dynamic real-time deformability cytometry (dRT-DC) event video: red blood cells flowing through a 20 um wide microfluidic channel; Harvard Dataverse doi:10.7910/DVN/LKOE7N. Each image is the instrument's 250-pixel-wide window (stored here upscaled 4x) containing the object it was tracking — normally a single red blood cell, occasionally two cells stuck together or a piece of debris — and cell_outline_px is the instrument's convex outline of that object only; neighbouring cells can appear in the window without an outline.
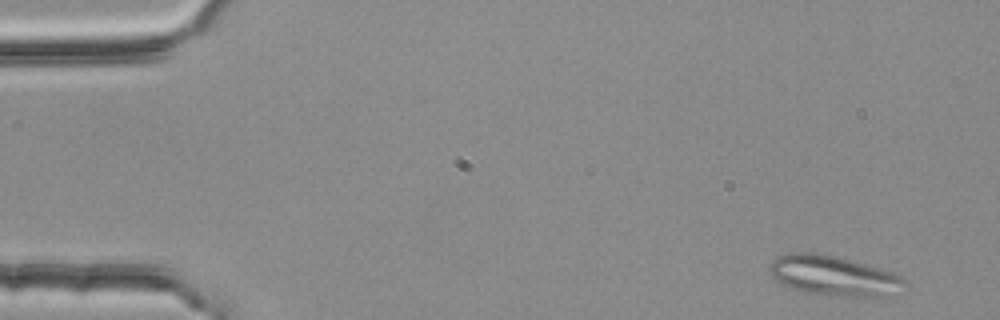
{"species": "common noctule bat (a hibernating species)", "species_latin": "Nyctalus noctula", "temperature_condition": "room temperature", "stored_images_in_passage": 4, "camera_frame_rate_fps": 3000, "um_per_image_px": 0.085, "animal": {"sex": "female", "body_mass_g": 25.1}, "frame": {"image": 1, "passage_image": 1, "time_ms": 0.0, "image_size_px": [1000, 320], "cell_outline_px": [[908, 288], [888, 296], [844, 296], [804, 292], [792, 288], [776, 280], [768, 272], [768, 268], [772, 260], [776, 256], [792, 252], [808, 252], [836, 256], [892, 272], [908, 280]], "centroid_in_image_um": [70.88, 23.44], "position_along_channel_um": 14.1, "area_um2": 31.5}}
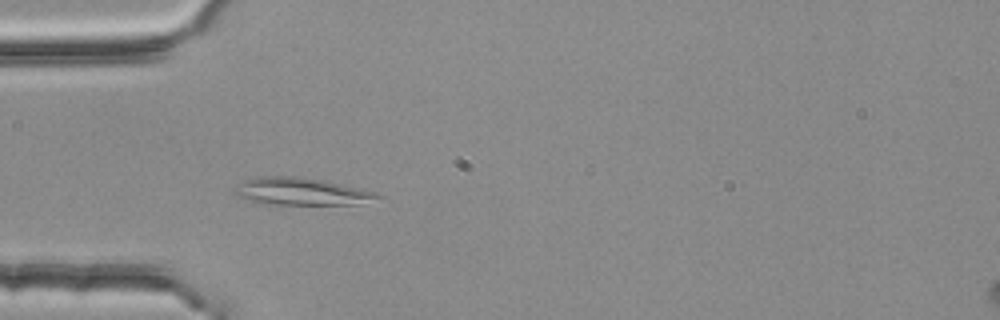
{"frame": {"image": 2, "passage_image": 4, "time_ms": 1.0, "image_size_px": [1000, 320], "cell_outline_px": [[388, 200], [360, 204], [260, 204], [240, 196], [236, 192], [240, 180], [256, 176], [292, 176], [324, 180], [360, 188], [376, 192], [384, 196]], "centroid_in_image_um": [25.75, 16.28], "position_along_channel_um": 59.2, "area_um2": 23.12}}